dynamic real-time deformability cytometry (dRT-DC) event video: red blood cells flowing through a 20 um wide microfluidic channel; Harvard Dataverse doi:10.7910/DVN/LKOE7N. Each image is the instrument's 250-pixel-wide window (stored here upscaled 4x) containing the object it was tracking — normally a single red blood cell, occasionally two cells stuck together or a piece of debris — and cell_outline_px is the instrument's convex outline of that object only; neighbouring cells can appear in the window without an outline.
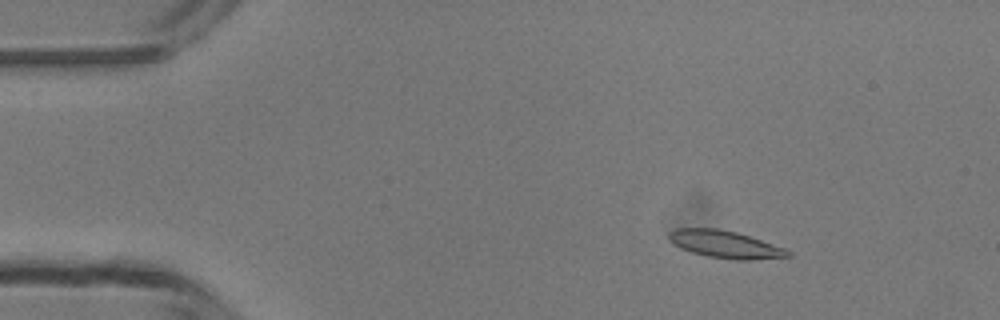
{"species": "common noctule bat (a hibernating species)", "species_latin": "Nyctalus noctula", "temperature_condition": "room temperature", "stored_images_in_passage": 47, "camera_frame_rate_fps": 3000, "um_per_image_px": 0.085, "animal": {"sex": "male", "body_mass_g": 13.3}, "frame": {"image": 1, "passage_image": 5, "time_ms": 1.333, "image_size_px": [1000, 320], "cell_outline_px": [[792, 256], [752, 260], [736, 260], [708, 256], [692, 252], [680, 248], [668, 240], [668, 232], [676, 228], [716, 228], [736, 232], [784, 248], [792, 252]], "centroid_in_image_um": [61.61, 20.77], "position_along_channel_um": 23.4, "area_um2": 18.9}}
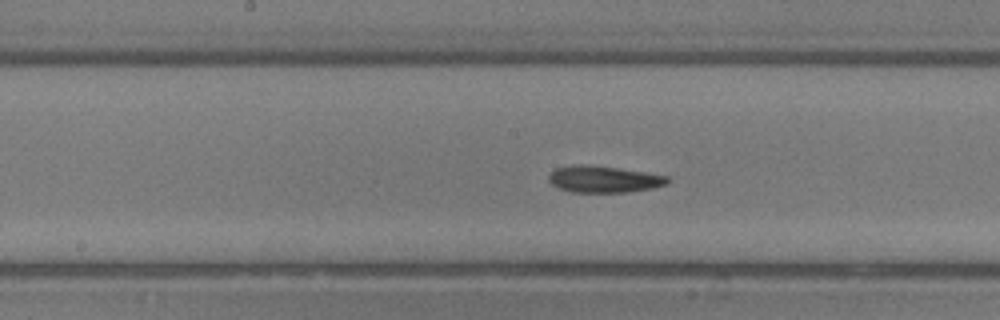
{"frame": {"image": 2, "passage_image": 23, "time_ms": 7.333, "image_size_px": [1000, 320], "cell_outline_px": [[668, 184], [652, 188], [628, 192], [572, 192], [560, 188], [552, 184], [548, 180], [548, 176], [556, 168], [580, 164], [584, 164], [616, 168], [644, 172], [668, 176]], "centroid_in_image_um": [51.32, 15.24], "position_along_channel_um": 196.9, "area_um2": 18.21}}
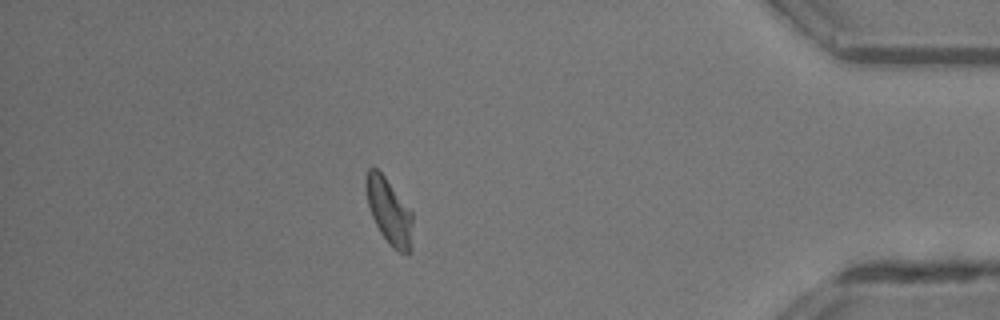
{"frame": {"image": 3, "passage_image": 41, "time_ms": 13.333, "image_size_px": [1000, 320], "cell_outline_px": [[412, 224], [408, 256], [392, 248], [380, 232], [372, 216], [368, 204], [364, 188], [364, 180], [368, 168], [376, 168], [384, 176], [412, 212]], "centroid_in_image_um": [33.03, 17.93], "position_along_channel_um": 402.2, "area_um2": 17.63}, "authors_computed_cell_mechanics": {"area_um2": 18.207, "velocity_mm_per_s": 4.1752, "shape_relaxation_time_tau1_ms": 5.1391, "shape_relaxation_time_tau2_ms": 5.8071, "deformation_change_tau1": 0.1388, "deformation_change_tau2": 0.1313}}